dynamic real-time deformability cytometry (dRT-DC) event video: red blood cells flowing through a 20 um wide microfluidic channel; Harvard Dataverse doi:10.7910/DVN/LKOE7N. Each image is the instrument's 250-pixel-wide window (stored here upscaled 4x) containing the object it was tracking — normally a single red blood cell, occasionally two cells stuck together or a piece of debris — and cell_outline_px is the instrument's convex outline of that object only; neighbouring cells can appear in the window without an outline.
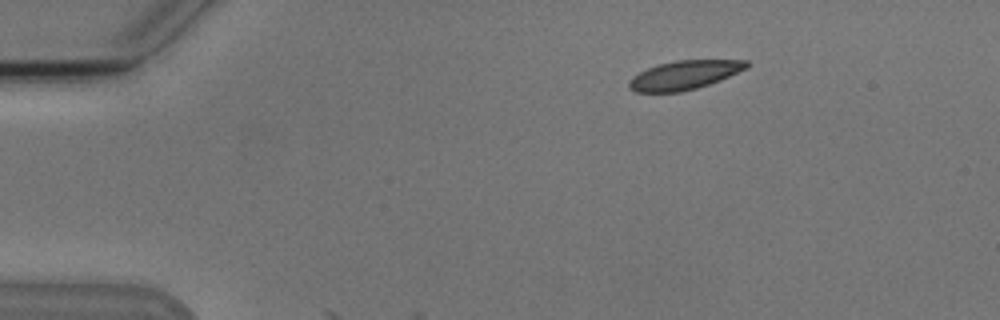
{"species": "Egyptian fruit bat (a non-hibernating species)", "species_latin": "Rousettus aegyptiacus", "temperature_condition": "cold", "stored_images_in_passage": 5, "camera_frame_rate_fps": 3000, "um_per_image_px": 0.085, "animal": {"sex": "male"}, "frame": {"image": 1, "passage_image": 3, "time_ms": 2.0, "image_size_px": [1000, 320], "cell_outline_px": [[748, 68], [720, 80], [696, 88], [680, 92], [636, 92], [628, 88], [628, 80], [632, 76], [648, 68], [660, 64], [676, 60], [748, 60]], "centroid_in_image_um": [58.15, 6.38], "position_along_channel_um": 26.8, "area_um2": 19.71}}